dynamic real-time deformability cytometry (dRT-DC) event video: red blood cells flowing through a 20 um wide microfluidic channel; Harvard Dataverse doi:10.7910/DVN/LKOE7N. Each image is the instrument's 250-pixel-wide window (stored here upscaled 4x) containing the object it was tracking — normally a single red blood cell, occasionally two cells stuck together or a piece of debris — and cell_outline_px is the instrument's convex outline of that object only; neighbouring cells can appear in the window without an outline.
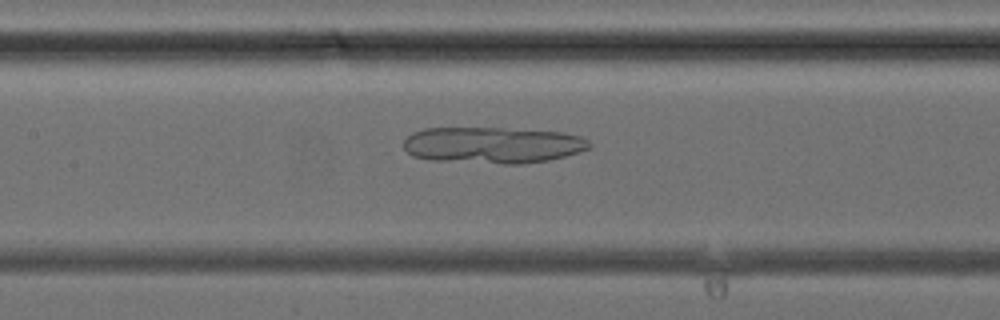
{"species": "common noctule bat (a hibernating species)", "species_latin": "Nyctalus noctula", "temperature_condition": "cold", "stored_images_in_passage": 41, "camera_frame_rate_fps": 3000, "um_per_image_px": 0.085, "animal": {"sex": "female", "body_mass_g": 24.6, "forearm_length_mm": 56.2}, "frame": {"image": 1, "passage_image": 19, "time_ms": 6.0, "image_size_px": [1000, 320], "cell_outline_px": [[592, 148], [564, 156], [548, 160], [520, 164], [504, 164], [432, 160], [412, 156], [404, 148], [404, 140], [412, 132], [424, 128], [504, 128], [564, 132], [580, 136], [588, 140], [592, 144]], "centroid_in_image_um": [41.89, 12.33], "position_along_channel_um": 165.5, "area_um2": 39.59}}
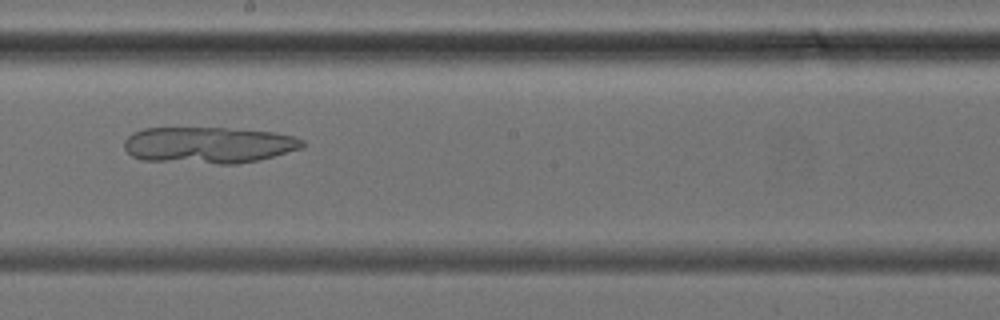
{"frame": {"image": 2, "passage_image": 23, "time_ms": 7.333, "image_size_px": [1000, 320], "cell_outline_px": [[304, 148], [256, 160], [236, 164], [216, 164], [140, 160], [132, 156], [124, 148], [124, 140], [132, 132], [144, 128], [224, 128], [272, 132], [296, 136], [304, 140]], "centroid_in_image_um": [17.71, 12.33], "position_along_channel_um": 230.5, "area_um2": 37.97}}
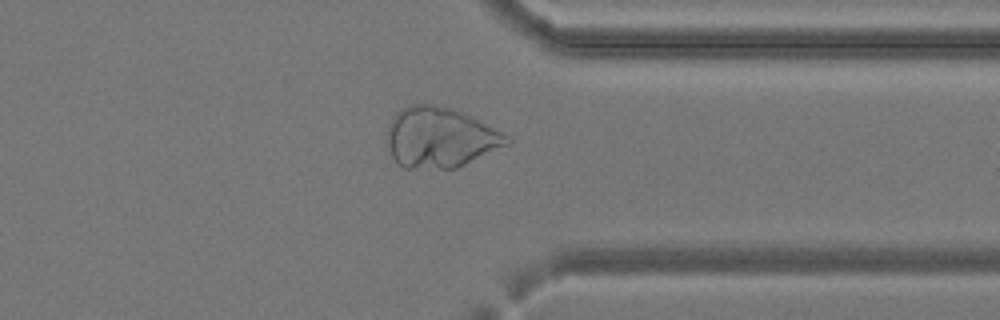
{"frame": {"image": 3, "passage_image": 32, "time_ms": 10.333, "image_size_px": [1000, 320], "cell_outline_px": [[512, 144], [456, 168], [404, 168], [396, 164], [392, 156], [388, 144], [388, 124], [392, 116], [396, 112], [408, 104], [436, 104], [452, 108], [504, 132], [512, 136]], "centroid_in_image_um": [37.44, 11.68], "position_along_channel_um": 374.0, "area_um2": 42.54}}